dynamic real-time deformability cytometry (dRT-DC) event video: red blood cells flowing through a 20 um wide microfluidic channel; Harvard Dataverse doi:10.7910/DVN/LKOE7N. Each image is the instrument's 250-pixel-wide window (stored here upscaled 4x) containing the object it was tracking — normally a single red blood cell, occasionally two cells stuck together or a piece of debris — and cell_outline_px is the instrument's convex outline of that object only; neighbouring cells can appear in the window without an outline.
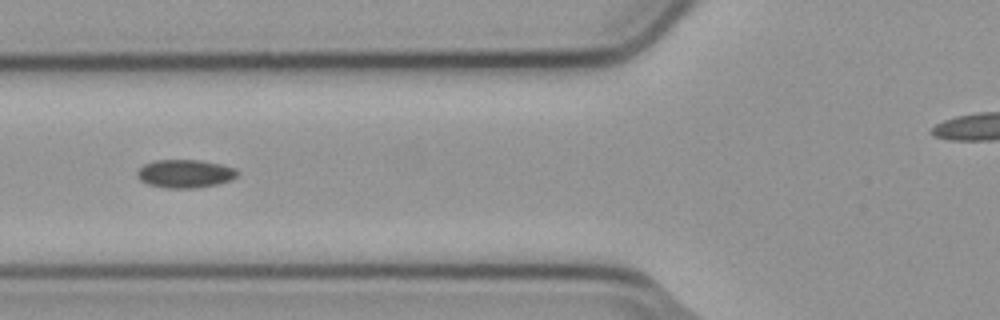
{"species": "common noctule bat (a hibernating species)", "species_latin": "Nyctalus noctula", "temperature_condition": "cold", "stored_images_in_passage": 5, "segment_of_instrument_passage": [1, 2], "camera_frame_rate_fps": 3000, "um_per_image_px": 0.085, "animal": {"sex": "male", "body_mass_g": 23.1, "forearm_length_mm": 52.7}, "frame": {"image": 1, "passage_image": 3, "time_ms": 0.667, "image_size_px": [1000, 320], "cell_outline_px": [[240, 172], [232, 180], [216, 184], [196, 188], [164, 188], [148, 184], [140, 180], [136, 176], [136, 172], [144, 164], [156, 160], [196, 160], [220, 164], [236, 168]], "centroid_in_image_um": [15.73, 14.77], "position_along_channel_um": 110.1, "area_um2": 16.53}}
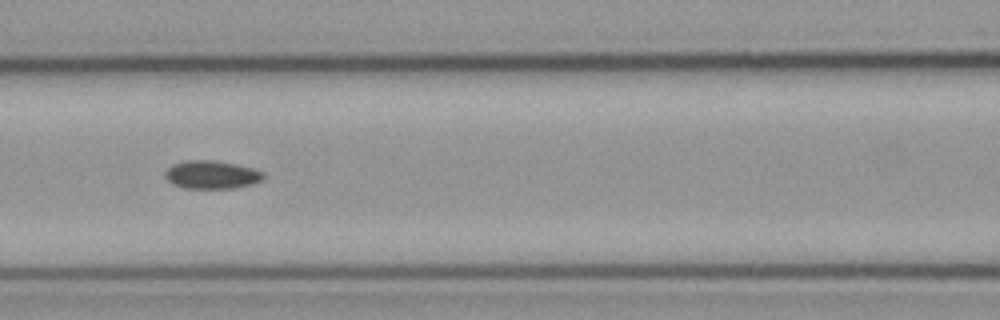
{"frame": {"image": 2, "passage_image": 4, "time_ms": 1.0, "image_size_px": [1000, 320], "cell_outline_px": [[264, 180], [252, 184], [236, 188], [188, 188], [172, 184], [164, 176], [164, 172], [172, 164], [188, 160], [216, 160], [236, 164], [252, 168], [264, 172]], "centroid_in_image_um": [18.01, 14.84], "position_along_channel_um": 148.6, "area_um2": 16.24}}